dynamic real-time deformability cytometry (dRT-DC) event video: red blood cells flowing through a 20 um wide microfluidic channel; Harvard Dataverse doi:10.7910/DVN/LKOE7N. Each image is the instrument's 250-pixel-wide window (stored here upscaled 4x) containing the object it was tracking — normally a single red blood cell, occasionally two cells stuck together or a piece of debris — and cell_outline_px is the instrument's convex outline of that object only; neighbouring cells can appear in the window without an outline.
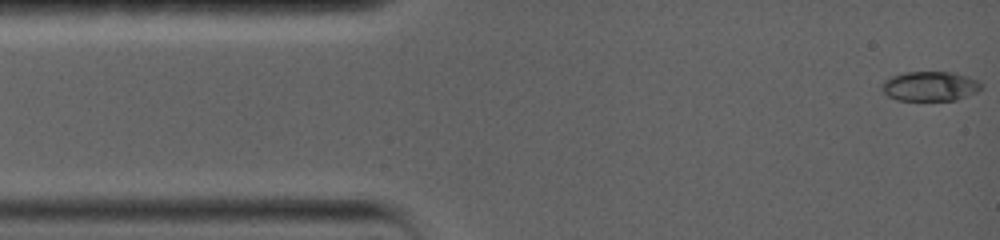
{"species": "common noctule bat (a hibernating species)", "species_latin": "Nyctalus noctula", "temperature_condition": "warm", "stored_images_in_passage": 8, "camera_frame_rate_fps": 5000, "um_per_image_px": 0.085, "animal": {"sex": "female", "body_mass_g": 19.0, "forearm_length_mm": 56.7}, "frame": {"image": 1, "passage_image": 1, "time_ms": 0.0, "image_size_px": [1000, 240], "cell_outline_px": [[984, 88], [976, 92], [956, 100], [896, 100], [888, 96], [880, 88], [880, 84], [884, 80], [892, 76], [904, 72], [952, 72], [968, 76], [980, 80]], "centroid_in_image_um": [79.06, 7.32], "position_along_channel_um": 5.9, "area_um2": 17.4}}
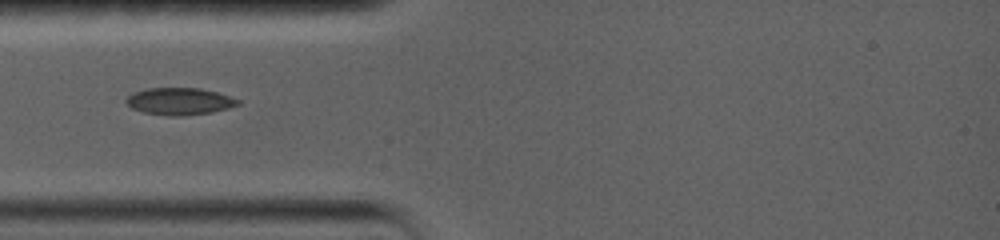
{"frame": {"image": 2, "passage_image": 5, "time_ms": 4.0, "image_size_px": [1000, 240], "cell_outline_px": [[240, 104], [228, 108], [212, 112], [180, 116], [172, 116], [144, 112], [132, 108], [124, 100], [128, 96], [136, 92], [148, 88], [200, 88], [216, 92], [240, 100]], "centroid_in_image_um": [15.27, 8.61], "position_along_channel_um": 69.7, "area_um2": 17.4}}
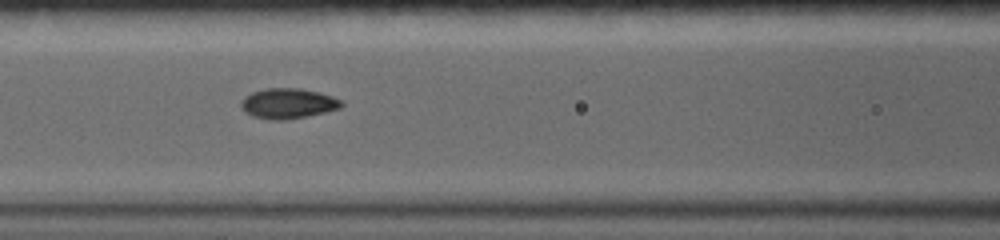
{"frame": {"image": 3, "passage_image": 7, "time_ms": 6.0, "image_size_px": [1000, 240], "cell_outline_px": [[344, 104], [340, 108], [308, 116], [284, 120], [272, 120], [252, 116], [244, 112], [240, 108], [240, 100], [244, 96], [252, 92], [264, 88], [300, 88], [332, 96], [344, 100]], "centroid_in_image_um": [24.45, 8.79], "position_along_channel_um": 142.2, "area_um2": 17.92}}